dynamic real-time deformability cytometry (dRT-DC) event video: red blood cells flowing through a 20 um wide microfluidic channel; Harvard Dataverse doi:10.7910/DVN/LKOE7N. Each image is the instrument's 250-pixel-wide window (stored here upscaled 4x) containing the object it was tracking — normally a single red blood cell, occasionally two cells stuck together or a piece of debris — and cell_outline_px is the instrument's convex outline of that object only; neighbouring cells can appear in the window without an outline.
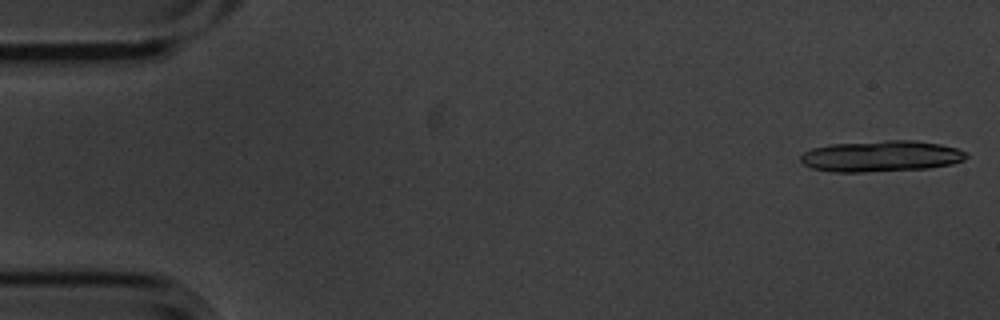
{"species": "common noctule bat (a hibernating species)", "species_latin": "Nyctalus noctula", "temperature_condition": "cold", "stored_images_in_passage": 15, "camera_frame_rate_fps": 3000, "um_per_image_px": 0.085, "animal": {"sex": "male", "body_mass_g": 20.1, "forearm_length_mm": 53.5}, "frame": {"image": 1, "passage_image": 1, "time_ms": 0.0, "image_size_px": [1000, 320], "cell_outline_px": [[968, 156], [964, 160], [952, 164], [928, 168], [864, 172], [832, 172], [812, 168], [804, 164], [800, 160], [800, 156], [804, 152], [812, 148], [828, 144], [888, 140], [912, 140], [940, 144], [956, 148], [968, 152]], "centroid_in_image_um": [74.89, 13.27], "position_along_channel_um": 10.1, "area_um2": 30.17}}
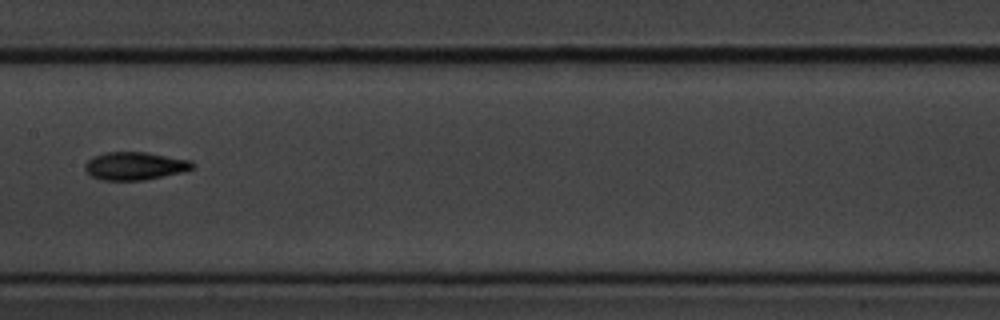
{"frame": {"image": 2, "passage_image": 8, "time_ms": 2.333, "image_size_px": [1000, 320], "cell_outline_px": [[196, 164], [192, 168], [180, 172], [144, 180], [104, 180], [92, 176], [84, 168], [84, 164], [92, 156], [104, 152], [144, 152], [192, 160]], "centroid_in_image_um": [11.45, 14.09], "position_along_channel_um": 196.0, "area_um2": 17.4}}
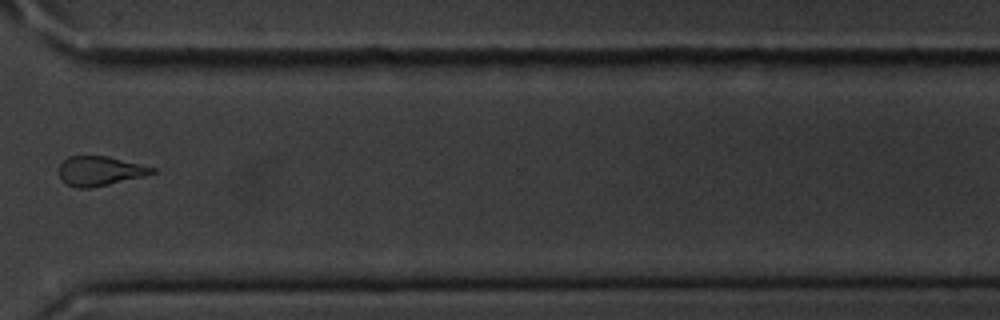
{"frame": {"image": 3, "passage_image": 12, "time_ms": 3.667, "image_size_px": [1000, 320], "cell_outline_px": [[156, 172], [144, 176], [92, 188], [76, 188], [68, 184], [60, 176], [60, 164], [68, 156], [108, 156], [156, 168]], "centroid_in_image_um": [8.51, 14.53], "position_along_channel_um": 362.1, "area_um2": 15.84}}